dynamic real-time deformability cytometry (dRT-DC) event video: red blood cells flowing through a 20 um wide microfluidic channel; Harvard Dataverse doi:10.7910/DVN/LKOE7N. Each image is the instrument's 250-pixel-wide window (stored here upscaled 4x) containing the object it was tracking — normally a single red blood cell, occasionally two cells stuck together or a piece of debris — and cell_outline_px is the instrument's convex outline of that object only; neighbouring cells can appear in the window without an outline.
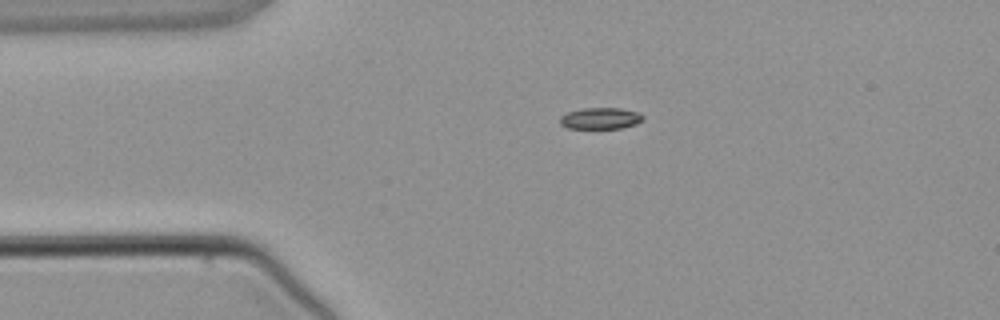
{"species": "common noctule bat (a hibernating species)", "species_latin": "Nyctalus noctula", "temperature_condition": "warm", "stored_images_in_passage": 3, "camera_frame_rate_fps": 3000, "um_per_image_px": 0.085, "animal": {"sex": "male", "body_mass_g": 21.5, "forearm_length_mm": 52.0}, "frame": {"image": 1, "passage_image": 2, "time_ms": 1.333, "image_size_px": [1000, 320], "cell_outline_px": [[644, 120], [636, 124], [620, 128], [568, 128], [560, 124], [560, 116], [568, 112], [584, 108], [620, 108], [636, 112], [644, 116]], "centroid_in_image_um": [51.04, 10.06], "position_along_channel_um": 34.0, "area_um2": 10.29}}